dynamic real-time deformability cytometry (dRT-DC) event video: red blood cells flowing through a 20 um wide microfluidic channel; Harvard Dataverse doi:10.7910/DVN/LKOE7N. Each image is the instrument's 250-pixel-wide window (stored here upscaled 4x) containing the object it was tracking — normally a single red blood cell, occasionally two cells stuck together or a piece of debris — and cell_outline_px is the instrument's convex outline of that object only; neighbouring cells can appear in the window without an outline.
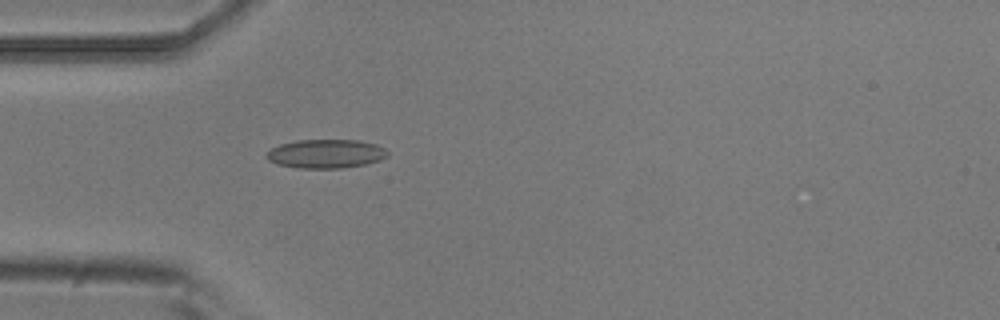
{"species": "common noctule bat (a hibernating species)", "species_latin": "Nyctalus noctula", "temperature_condition": "room temperature", "stored_images_in_passage": 5, "camera_frame_rate_fps": 3000, "um_per_image_px": 0.085, "animal": {"sex": "male", "body_mass_g": 20.5, "forearm_length_mm": 52.5}, "frame": {"image": 1, "passage_image": 5, "time_ms": 1.333, "image_size_px": [1000, 320], "cell_outline_px": [[388, 156], [380, 160], [364, 164], [340, 168], [300, 168], [276, 164], [268, 160], [264, 156], [272, 148], [280, 144], [296, 140], [360, 140], [376, 144], [384, 148], [388, 152]], "centroid_in_image_um": [27.69, 13.06], "position_along_channel_um": 57.3, "area_um2": 20.35}}